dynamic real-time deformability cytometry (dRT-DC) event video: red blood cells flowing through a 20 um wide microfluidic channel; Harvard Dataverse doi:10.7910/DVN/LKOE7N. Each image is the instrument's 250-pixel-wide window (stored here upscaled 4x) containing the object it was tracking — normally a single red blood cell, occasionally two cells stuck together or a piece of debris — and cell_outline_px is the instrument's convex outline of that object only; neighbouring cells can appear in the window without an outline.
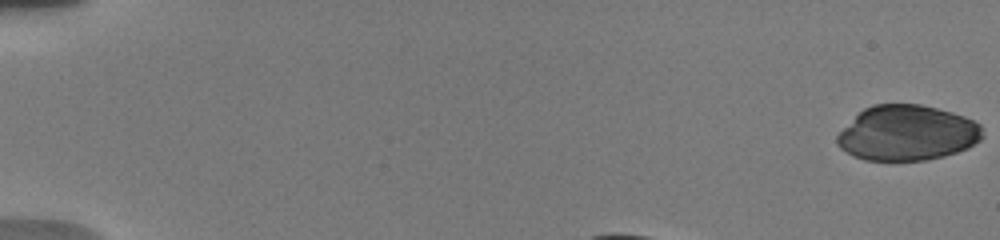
{"species": "human", "species_latin": "Homo sapiens", "temperature_condition": "warm", "stored_images_in_passage": 10, "camera_frame_rate_fps": 3000, "um_per_image_px": 0.085, "donor": {"sex": "male"}, "frame": {"image": 1, "passage_image": 1, "time_ms": 0.0, "image_size_px": [1000, 240], "cell_outline_px": [[984, 136], [980, 140], [968, 148], [944, 156], [928, 160], [864, 160], [852, 156], [840, 148], [836, 144], [836, 136], [864, 108], [872, 104], [920, 104], [952, 112], [964, 116], [980, 124], [984, 128]], "centroid_in_image_um": [77.13, 11.31], "position_along_channel_um": 7.9, "area_um2": 46.93}}
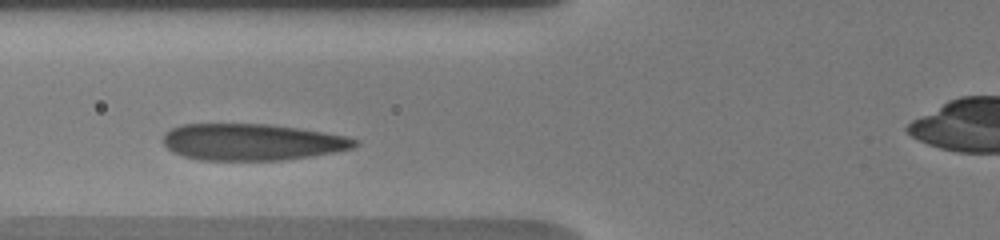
{"frame": {"image": 2, "passage_image": 9, "time_ms": 4.667, "image_size_px": [1000, 240], "cell_outline_px": [[360, 144], [356, 148], [312, 156], [280, 160], [200, 160], [184, 156], [172, 152], [164, 144], [164, 136], [172, 128], [184, 124], [272, 124], [300, 128], [348, 136], [360, 140]], "centroid_in_image_um": [21.5, 12.07], "position_along_channel_um": 104.3, "area_um2": 41.1}}